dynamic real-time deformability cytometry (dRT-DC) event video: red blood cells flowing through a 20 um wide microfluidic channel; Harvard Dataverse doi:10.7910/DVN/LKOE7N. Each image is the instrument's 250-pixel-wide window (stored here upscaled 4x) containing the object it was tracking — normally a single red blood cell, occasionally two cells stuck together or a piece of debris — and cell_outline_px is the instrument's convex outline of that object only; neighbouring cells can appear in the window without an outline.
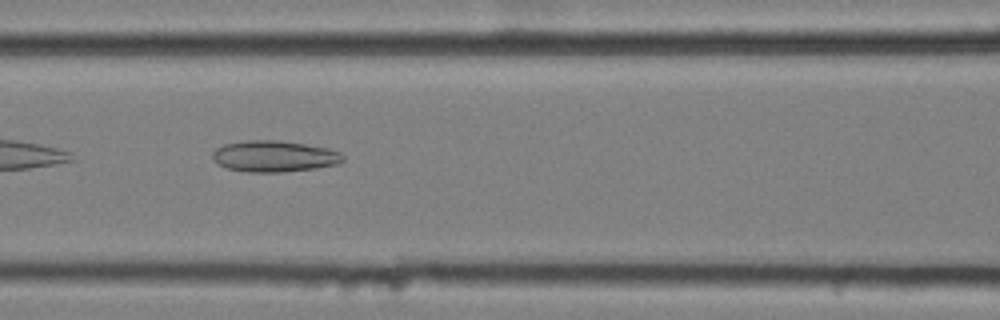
{"species": "common noctule bat (a hibernating species)", "species_latin": "Nyctalus noctula", "temperature_condition": "cold", "stored_images_in_passage": 28, "camera_frame_rate_fps": 3000, "um_per_image_px": 0.085, "animal": {"sex": "female", "body_mass_g": 25.1}, "frame": {"image": 1, "passage_image": 8, "time_ms": 2.333, "image_size_px": [1000, 320], "cell_outline_px": [[344, 160], [336, 164], [316, 168], [284, 172], [248, 172], [228, 168], [212, 160], [212, 152], [216, 148], [224, 144], [244, 140], [276, 140], [304, 144], [328, 148], [340, 152], [344, 156]], "centroid_in_image_um": [23.29, 13.28], "position_along_channel_um": 143.3, "area_um2": 23.76}}
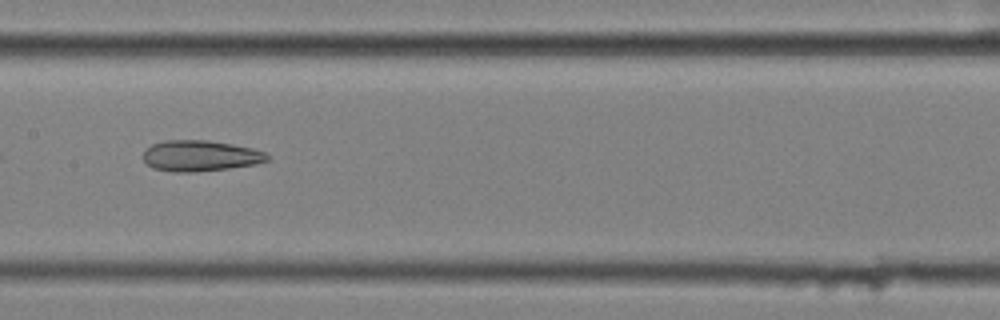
{"frame": {"image": 2, "passage_image": 12, "time_ms": 3.667, "image_size_px": [1000, 320], "cell_outline_px": [[268, 160], [256, 164], [228, 168], [196, 172], [172, 172], [152, 168], [144, 160], [144, 152], [152, 144], [164, 140], [208, 140], [232, 144], [252, 148], [264, 152], [268, 156]], "centroid_in_image_um": [17.01, 13.24], "position_along_channel_um": 190.4, "area_um2": 22.25}}